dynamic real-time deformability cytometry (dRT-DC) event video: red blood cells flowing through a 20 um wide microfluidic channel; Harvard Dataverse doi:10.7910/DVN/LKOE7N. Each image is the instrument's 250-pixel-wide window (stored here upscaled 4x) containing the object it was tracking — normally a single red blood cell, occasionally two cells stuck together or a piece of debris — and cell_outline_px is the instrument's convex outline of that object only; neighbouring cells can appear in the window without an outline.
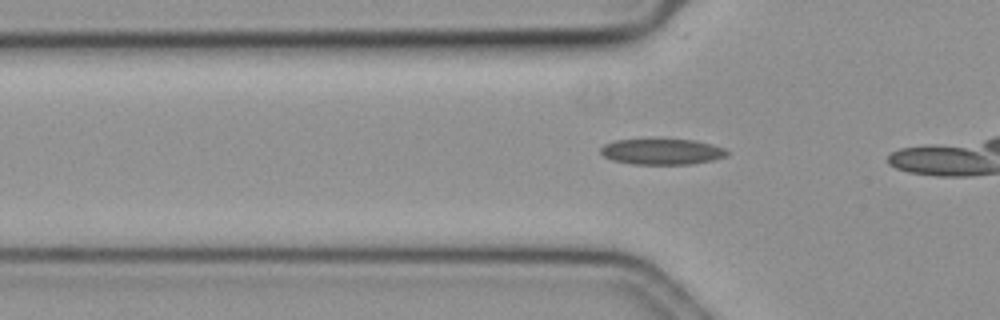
{"species": "common noctule bat (a hibernating species)", "species_latin": "Nyctalus noctula", "temperature_condition": "cold", "stored_images_in_passage": 5, "camera_frame_rate_fps": 3000, "um_per_image_px": 0.085, "animal": {"sex": "female", "body_mass_g": 19.3, "forearm_length_mm": 54.1}, "frame": {"image": 1, "passage_image": 2, "time_ms": 0.333, "image_size_px": [1000, 320], "cell_outline_px": [[728, 156], [712, 160], [688, 164], [632, 164], [612, 160], [604, 156], [600, 152], [600, 148], [604, 144], [616, 140], [692, 140], [724, 148], [728, 152]], "centroid_in_image_um": [56.23, 12.9], "position_along_channel_um": 69.6, "area_um2": 18.67}}